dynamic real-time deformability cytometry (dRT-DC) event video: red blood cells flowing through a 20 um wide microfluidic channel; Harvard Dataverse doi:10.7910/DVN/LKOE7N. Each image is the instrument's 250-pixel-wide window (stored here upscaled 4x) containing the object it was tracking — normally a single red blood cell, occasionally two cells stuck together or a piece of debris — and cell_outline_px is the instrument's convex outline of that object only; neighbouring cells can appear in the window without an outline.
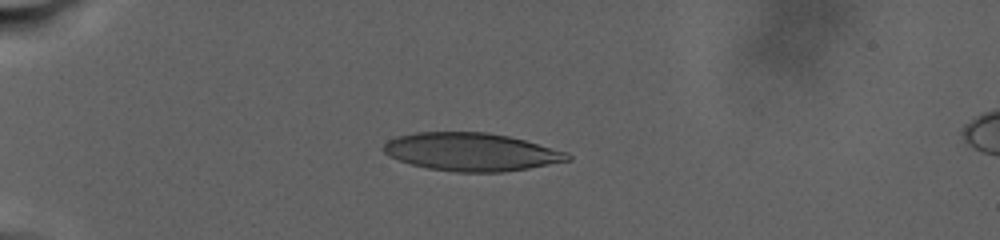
{"species": "human", "species_latin": "Homo sapiens", "temperature_condition": "warm", "stored_images_in_passage": 67, "camera_frame_rate_fps": 3000, "um_per_image_px": 0.085, "donor": {"sex": "male"}, "frame": {"image": 1, "passage_image": 1, "time_ms": 0.0, "image_size_px": [1000, 240], "cell_outline_px": [[572, 160], [528, 168], [500, 172], [456, 172], [428, 168], [412, 164], [388, 156], [380, 148], [388, 140], [396, 136], [416, 132], [488, 132], [508, 136], [524, 140], [568, 152], [572, 156]], "centroid_in_image_um": [40.05, 12.91], "position_along_channel_um": 45.0, "area_um2": 40.81}}
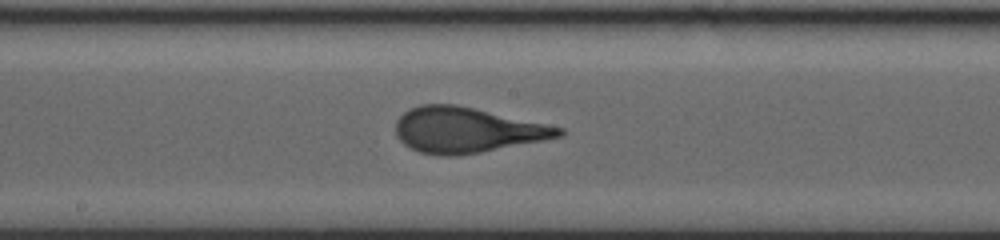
{"frame": {"image": 2, "passage_image": 28, "time_ms": 9.0, "image_size_px": [1000, 240], "cell_outline_px": [[564, 136], [544, 140], [480, 152], [452, 156], [444, 156], [420, 152], [404, 144], [396, 136], [396, 120], [404, 112], [420, 104], [456, 104], [564, 128]], "centroid_in_image_um": [39.66, 11.05], "position_along_channel_um": 208.5, "area_um2": 42.77}}
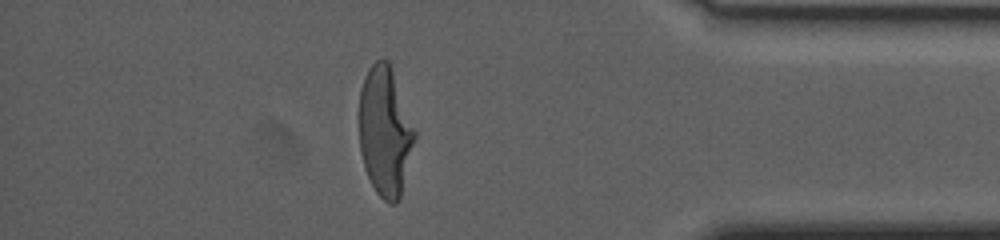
{"frame": {"image": 3, "passage_image": 56, "time_ms": 18.333, "image_size_px": [1000, 240], "cell_outline_px": [[416, 136], [400, 200], [396, 204], [388, 204], [376, 192], [364, 168], [360, 152], [360, 88], [364, 76], [368, 68], [376, 60], [388, 60], [416, 132]], "centroid_in_image_um": [32.73, 11.21], "position_along_channel_um": 402.5, "area_um2": 41.67}, "authors_computed_cell_mechanics": {"area_um2": 42.1362, "velocity_mm_per_s": 2.3395, "shape_relaxation_time_tau1_ms": 9.0791, "shape_relaxation_time_tau2_ms": null, "deformation_change_tau1": 0.2966, "deformation_change_tau2": null}}